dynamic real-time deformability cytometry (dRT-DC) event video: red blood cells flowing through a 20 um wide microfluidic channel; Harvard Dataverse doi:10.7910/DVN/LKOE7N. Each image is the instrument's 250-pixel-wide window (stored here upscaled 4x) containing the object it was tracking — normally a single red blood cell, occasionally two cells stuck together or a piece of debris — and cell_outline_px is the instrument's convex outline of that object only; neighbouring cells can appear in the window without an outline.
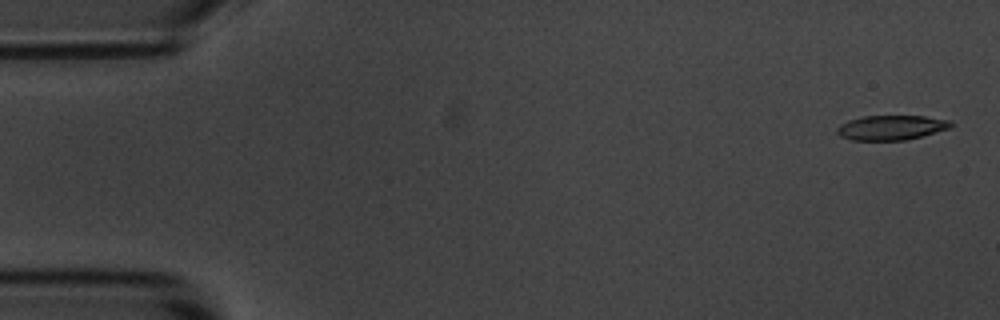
{"species": "common noctule bat (a hibernating species)", "species_latin": "Nyctalus noctula", "temperature_condition": "room temperature", "stored_images_in_passage": 54, "camera_frame_rate_fps": 3000, "um_per_image_px": 0.085, "animal": {"sex": "male", "body_mass_g": 20.1, "forearm_length_mm": 53.5}, "frame": {"image": 1, "passage_image": 1, "time_ms": 0.0, "image_size_px": [1000, 320], "cell_outline_px": [[952, 128], [904, 140], [852, 140], [840, 136], [836, 132], [836, 128], [840, 124], [848, 120], [864, 116], [924, 116], [952, 120]], "centroid_in_image_um": [75.75, 10.84], "position_along_channel_um": 9.2, "area_um2": 16.42}}
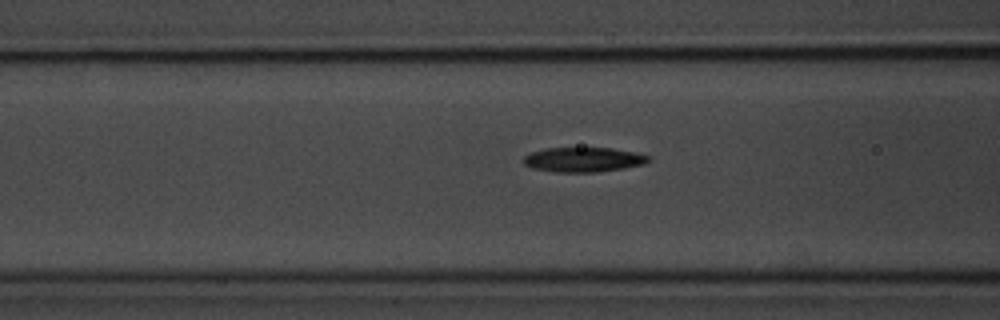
{"frame": {"image": 2, "passage_image": 20, "time_ms": 6.333, "image_size_px": [1000, 320], "cell_outline_px": [[652, 160], [644, 164], [624, 168], [596, 172], [556, 172], [532, 168], [524, 164], [524, 156], [532, 152], [544, 148], [612, 148], [636, 152], [652, 156]], "centroid_in_image_um": [49.64, 13.56], "position_along_channel_um": 117.0, "area_um2": 18.09}}
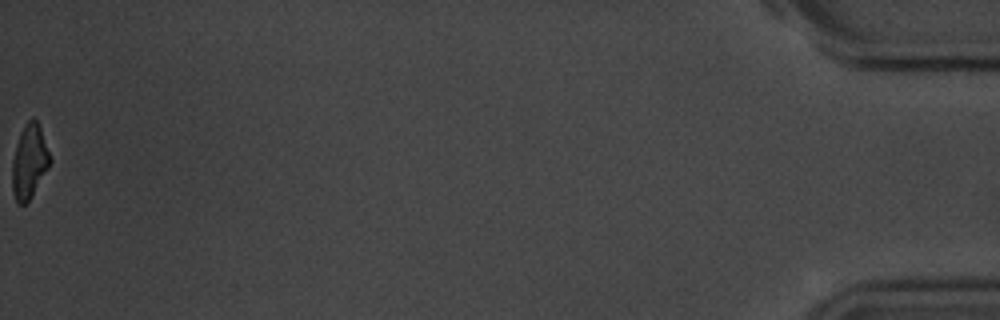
{"frame": {"image": 3, "passage_image": 54, "time_ms": 17.667, "image_size_px": [1000, 320], "cell_outline_px": [[52, 160], [48, 168], [32, 196], [24, 204], [16, 204], [12, 192], [12, 160], [16, 144], [20, 132], [28, 120], [32, 116], [36, 120], [40, 128]], "centroid_in_image_um": [2.48, 13.75], "position_along_channel_um": 432.7, "area_um2": 16.3}, "authors_computed_cell_mechanics": {"area_um2": 17.6001, "velocity_mm_per_s": 3.6841, "shape_relaxation_time_tau1_ms": 3.6183, "shape_relaxation_time_tau2_ms": 9.0398, "deformation_change_tau1": 0.1777, "deformation_change_tau2": 0.1823}}